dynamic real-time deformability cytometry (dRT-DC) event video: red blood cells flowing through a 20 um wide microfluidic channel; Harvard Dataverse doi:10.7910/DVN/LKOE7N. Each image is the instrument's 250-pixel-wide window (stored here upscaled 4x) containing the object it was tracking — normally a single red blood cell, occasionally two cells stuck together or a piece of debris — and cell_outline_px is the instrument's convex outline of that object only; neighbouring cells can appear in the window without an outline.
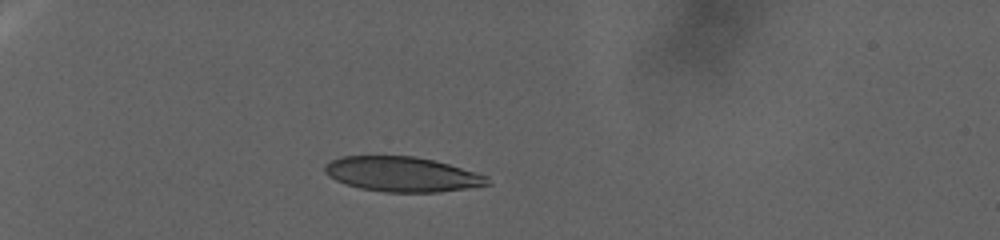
{"species": "human", "species_latin": "Homo sapiens", "temperature_condition": "warm", "stored_images_in_passage": 78, "camera_frame_rate_fps": 3000, "um_per_image_px": 0.085, "donor": {"sex": "female"}, "frame": {"image": 1, "passage_image": 1, "time_ms": 0.0, "image_size_px": [1000, 240], "cell_outline_px": [[492, 184], [468, 188], [440, 192], [384, 192], [360, 188], [344, 184], [328, 176], [324, 172], [324, 164], [340, 156], [416, 156], [448, 164], [476, 172], [488, 176]], "centroid_in_image_um": [34.17, 14.81], "position_along_channel_um": 50.8, "area_um2": 33.23}}
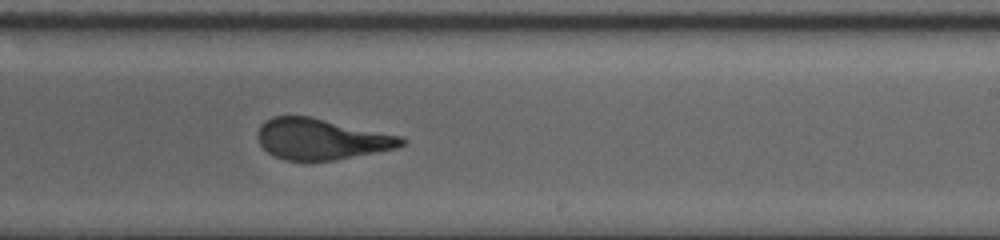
{"frame": {"image": 2, "passage_image": 42, "time_ms": 13.667, "image_size_px": [1000, 240], "cell_outline_px": [[408, 140], [404, 144], [396, 148], [336, 160], [284, 160], [268, 152], [260, 144], [256, 136], [256, 132], [260, 124], [264, 120], [272, 116], [308, 116], [400, 136]], "centroid_in_image_um": [27.26, 11.82], "position_along_channel_um": 261.7, "area_um2": 34.1}}
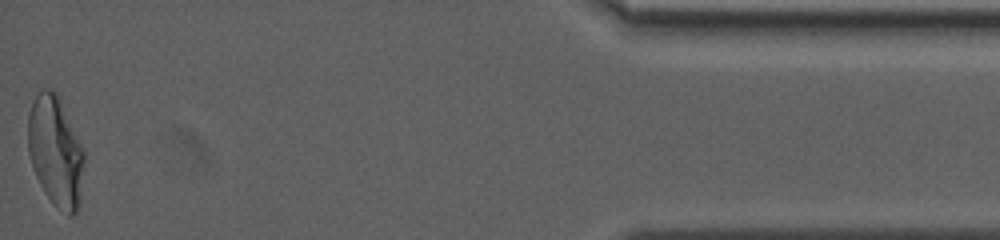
{"frame": {"image": 3, "passage_image": 78, "time_ms": 25.667, "image_size_px": [1000, 240], "cell_outline_px": [[84, 164], [80, 204], [76, 212], [72, 216], [68, 216], [56, 208], [52, 204], [44, 192], [36, 176], [28, 152], [28, 116], [32, 100], [44, 88], [48, 88], [56, 92], [60, 96], [84, 148]], "centroid_in_image_um": [4.75, 12.88], "position_along_channel_um": 430.5, "area_um2": 36.76}}